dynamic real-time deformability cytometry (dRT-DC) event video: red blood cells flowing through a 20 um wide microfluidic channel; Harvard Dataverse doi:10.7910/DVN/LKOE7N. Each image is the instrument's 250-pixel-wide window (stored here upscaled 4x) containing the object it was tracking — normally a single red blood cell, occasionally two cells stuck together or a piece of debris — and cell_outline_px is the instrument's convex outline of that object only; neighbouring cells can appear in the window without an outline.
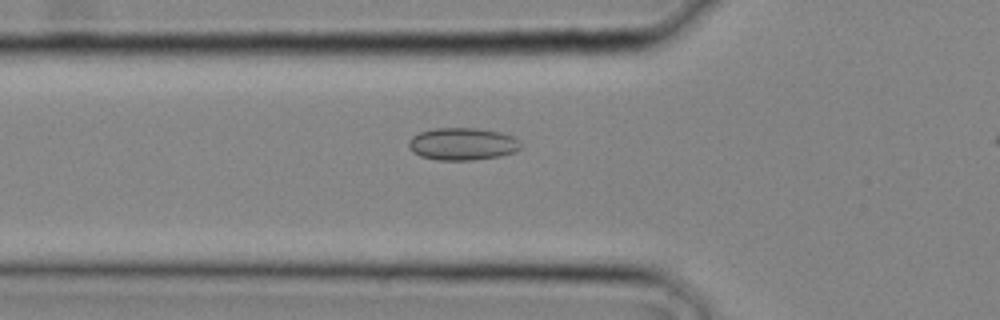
{"species": "common noctule bat (a hibernating species)", "species_latin": "Nyctalus noctula", "temperature_condition": "cold", "stored_images_in_passage": 13, "camera_frame_rate_fps": 3000, "um_per_image_px": 0.085, "animal": {"sex": "male", "body_mass_g": 20.4}, "frame": {"image": 1, "passage_image": 5, "time_ms": 1.333, "image_size_px": [1000, 320], "cell_outline_px": [[524, 148], [516, 152], [500, 156], [472, 160], [436, 160], [420, 156], [412, 152], [408, 148], [408, 140], [412, 136], [420, 132], [436, 128], [476, 128], [500, 132], [512, 136], [524, 144]], "centroid_in_image_um": [39.33, 12.24], "position_along_channel_um": 86.5, "area_um2": 21.5}}
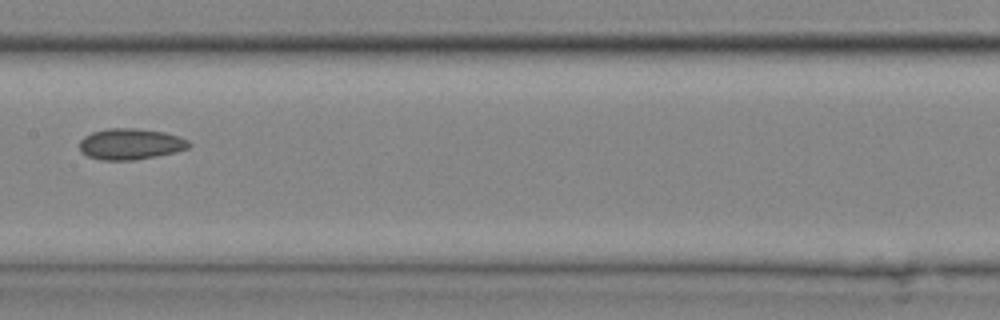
{"frame": {"image": 2, "passage_image": 10, "time_ms": 3.0, "image_size_px": [1000, 320], "cell_outline_px": [[192, 144], [188, 148], [176, 152], [156, 156], [132, 160], [100, 160], [88, 156], [80, 152], [80, 140], [84, 136], [92, 132], [108, 128], [132, 128], [164, 132], [188, 140]], "centroid_in_image_um": [11.07, 12.25], "position_along_channel_um": 196.3, "area_um2": 19.77}}
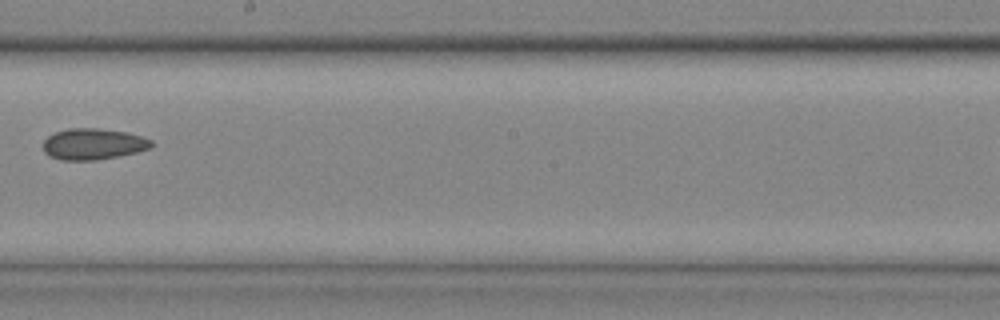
{"frame": {"image": 3, "passage_image": 12, "time_ms": 3.667, "image_size_px": [1000, 320], "cell_outline_px": [[156, 144], [152, 148], [120, 156], [96, 160], [60, 160], [48, 156], [44, 152], [44, 140], [48, 136], [56, 132], [68, 128], [100, 128], [128, 132], [152, 140]], "centroid_in_image_um": [7.95, 12.24], "position_along_channel_um": 240.2, "area_um2": 19.94}}